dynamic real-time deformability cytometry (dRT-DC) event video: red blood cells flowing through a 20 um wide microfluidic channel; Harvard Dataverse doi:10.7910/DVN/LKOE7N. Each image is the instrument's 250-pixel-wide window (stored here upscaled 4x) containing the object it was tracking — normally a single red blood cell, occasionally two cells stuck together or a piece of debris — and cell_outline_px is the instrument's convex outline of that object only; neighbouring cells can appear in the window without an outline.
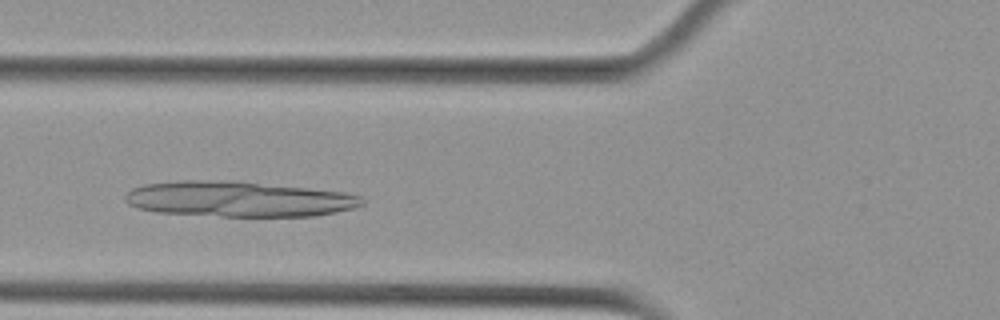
{"species": "Egyptian fruit bat (a non-hibernating species)", "species_latin": "Rousettus aegyptiacus", "temperature_condition": "cold", "stored_images_in_passage": 32, "camera_frame_rate_fps": 3000, "um_per_image_px": 0.085, "animal": {"sex": "female"}, "frame": {"image": 1, "passage_image": 13, "time_ms": 4.0, "image_size_px": [1000, 320], "cell_outline_px": [[364, 204], [352, 208], [336, 212], [316, 216], [220, 216], [156, 212], [136, 208], [128, 204], [124, 200], [124, 196], [132, 188], [144, 184], [180, 180], [200, 180], [256, 184], [304, 188], [344, 192], [360, 196], [364, 200]], "centroid_in_image_um": [20.21, 16.94], "position_along_channel_um": 105.6, "area_um2": 48.15}}
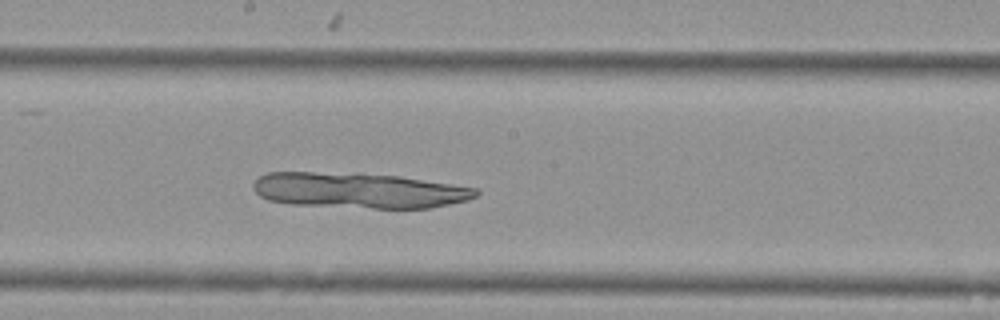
{"frame": {"image": 2, "passage_image": 22, "time_ms": 7.0, "image_size_px": [1000, 320], "cell_outline_px": [[480, 192], [476, 196], [468, 200], [428, 208], [372, 208], [288, 204], [268, 200], [260, 196], [252, 188], [252, 184], [260, 176], [268, 172], [360, 172], [400, 176], [480, 188]], "centroid_in_image_um": [30.5, 16.17], "position_along_channel_um": 217.7, "area_um2": 46.64}}
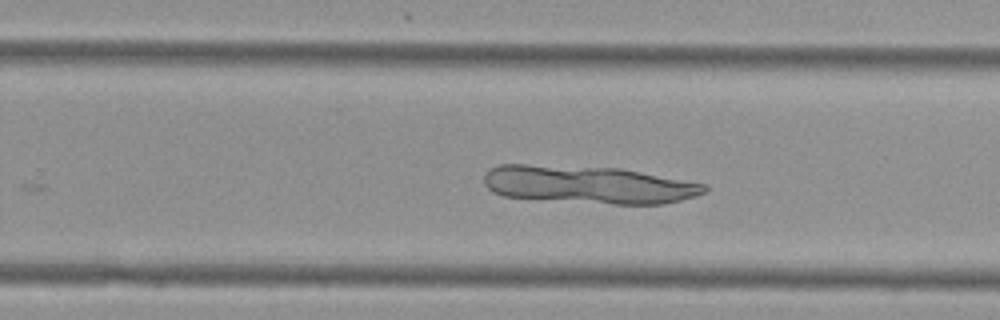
{"frame": {"image": 3, "passage_image": 27, "time_ms": 8.667, "image_size_px": [1000, 320], "cell_outline_px": [[708, 188], [704, 192], [696, 196], [664, 204], [612, 204], [504, 196], [492, 192], [484, 184], [484, 176], [492, 168], [500, 164], [528, 164], [620, 168], [708, 184]], "centroid_in_image_um": [50.05, 15.69], "position_along_channel_um": 279.8, "area_um2": 48.38}}